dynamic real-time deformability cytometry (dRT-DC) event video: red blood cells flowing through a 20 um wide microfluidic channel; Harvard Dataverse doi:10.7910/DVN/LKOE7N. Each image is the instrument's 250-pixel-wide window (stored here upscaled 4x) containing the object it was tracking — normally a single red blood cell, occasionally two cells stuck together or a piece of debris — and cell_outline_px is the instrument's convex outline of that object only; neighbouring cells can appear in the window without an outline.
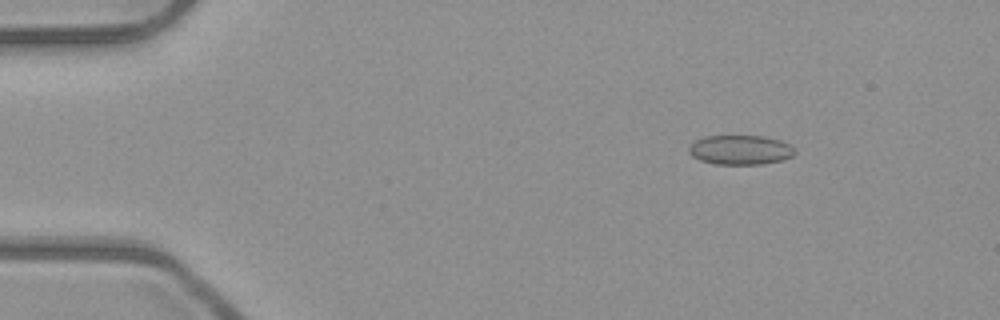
{"species": "common noctule bat (a hibernating species)", "species_latin": "Nyctalus noctula", "temperature_condition": "room temperature", "stored_images_in_passage": 5, "camera_frame_rate_fps": 3000, "um_per_image_px": 0.085, "animal": {"sex": "male", "body_mass_g": 23.1, "forearm_length_mm": 52.7}, "frame": {"image": 1, "passage_image": 2, "time_ms": 0.333, "image_size_px": [1000, 320], "cell_outline_px": [[796, 152], [792, 156], [784, 160], [764, 164], [716, 164], [700, 160], [692, 156], [688, 152], [688, 148], [696, 140], [704, 136], [764, 136], [780, 140], [796, 148]], "centroid_in_image_um": [62.96, 12.74], "position_along_channel_um": 22.0, "area_um2": 18.32}}